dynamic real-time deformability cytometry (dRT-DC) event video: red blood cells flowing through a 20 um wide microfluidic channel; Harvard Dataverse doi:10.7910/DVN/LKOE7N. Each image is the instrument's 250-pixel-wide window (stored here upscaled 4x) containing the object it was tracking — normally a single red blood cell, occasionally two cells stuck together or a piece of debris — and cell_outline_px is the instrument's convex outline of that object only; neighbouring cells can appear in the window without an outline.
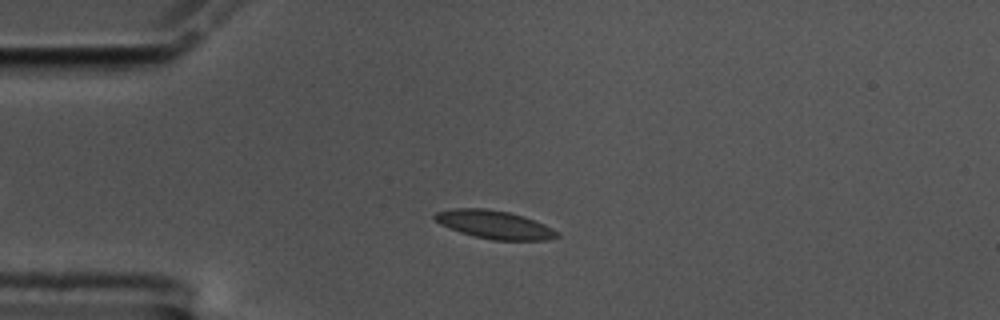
{"species": "common noctule bat (a hibernating species)", "species_latin": "Nyctalus noctula", "temperature_condition": "cold", "stored_images_in_passage": 50, "camera_frame_rate_fps": 3000, "um_per_image_px": 0.085, "animal": {"sex": "male", "body_mass_g": 17.5, "forearm_length_mm": 52.3}, "frame": {"image": 1, "passage_image": 11, "time_ms": 3.333, "image_size_px": [1000, 320], "cell_outline_px": [[560, 236], [548, 240], [492, 240], [460, 232], [448, 228], [440, 224], [432, 216], [436, 212], [452, 208], [484, 208], [508, 212], [524, 216], [544, 224], [552, 228]], "centroid_in_image_um": [42.01, 19.09], "position_along_channel_um": 43.0, "area_um2": 20.06}}
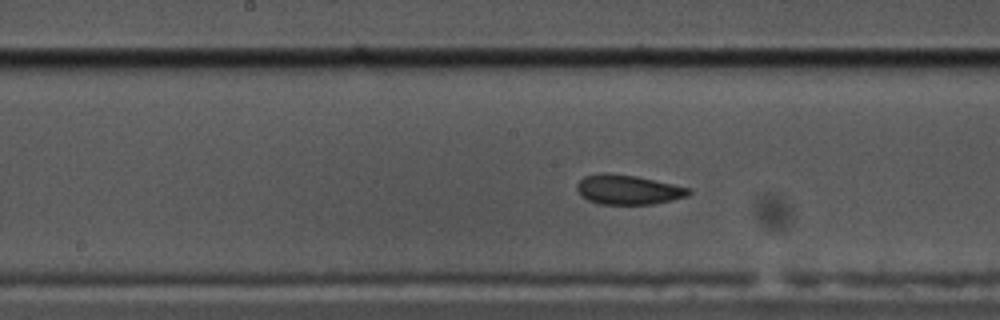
{"frame": {"image": 2, "passage_image": 26, "time_ms": 8.333, "image_size_px": [1000, 320], "cell_outline_px": [[692, 192], [688, 196], [672, 200], [652, 204], [600, 204], [588, 200], [576, 188], [576, 184], [584, 176], [600, 172], [604, 172], [636, 176], [692, 188]], "centroid_in_image_um": [53.41, 16.11], "position_along_channel_um": 194.8, "area_um2": 19.31}}
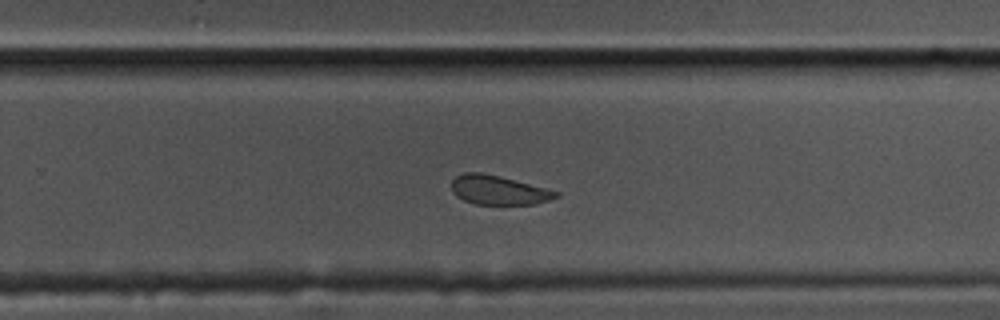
{"frame": {"image": 3, "passage_image": 34, "time_ms": 11.0, "image_size_px": [1000, 320], "cell_outline_px": [[560, 196], [548, 200], [532, 204], [476, 204], [464, 200], [456, 196], [452, 192], [452, 180], [456, 176], [464, 172], [480, 172], [500, 176], [560, 192]], "centroid_in_image_um": [42.35, 16.15], "position_along_channel_um": 287.5, "area_um2": 17.63}, "authors_computed_cell_mechanics": {"area_um2": 19.4208, "velocity_mm_per_s": 3.4795, "shape_relaxation_time_tau1_ms": null, "shape_relaxation_time_tau2_ms": 3.0064, "deformation_change_tau1": null, "deformation_change_tau2": 0.0673}}